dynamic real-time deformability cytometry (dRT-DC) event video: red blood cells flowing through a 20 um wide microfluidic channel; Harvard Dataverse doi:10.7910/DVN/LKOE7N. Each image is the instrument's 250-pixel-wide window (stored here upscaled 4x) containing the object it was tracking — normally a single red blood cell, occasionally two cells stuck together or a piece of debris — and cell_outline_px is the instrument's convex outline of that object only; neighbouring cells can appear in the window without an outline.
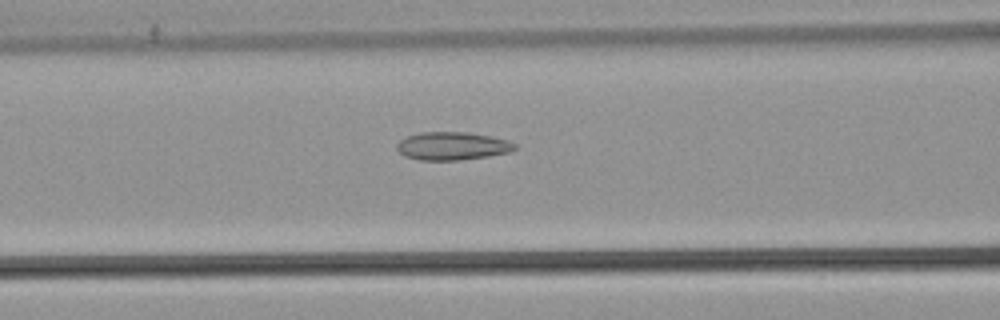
{"species": "common noctule bat (a hibernating species)", "species_latin": "Nyctalus noctula", "temperature_condition": "warm", "stored_images_in_passage": 47, "camera_frame_rate_fps": 3000, "um_per_image_px": 0.085, "animal": {"sex": "male", "body_mass_g": 21.5, "forearm_length_mm": 52.0}, "frame": {"image": 1, "passage_image": 16, "time_ms": 5.0, "image_size_px": [1000, 320], "cell_outline_px": [[516, 148], [508, 152], [488, 156], [460, 160], [420, 160], [404, 156], [396, 148], [396, 144], [400, 140], [408, 136], [420, 132], [468, 132], [492, 136], [508, 140], [516, 144]], "centroid_in_image_um": [38.44, 12.4], "position_along_channel_um": 128.2, "area_um2": 19.31}}
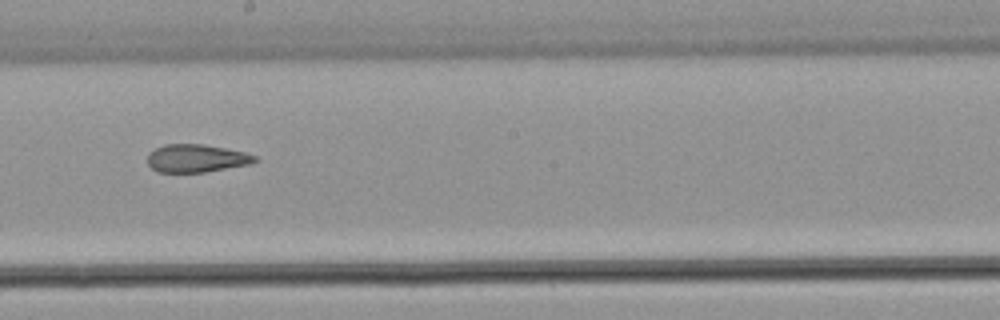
{"frame": {"image": 2, "passage_image": 24, "time_ms": 7.667, "image_size_px": [1000, 320], "cell_outline_px": [[256, 160], [248, 164], [204, 172], [156, 172], [148, 164], [148, 152], [164, 144], [204, 144], [244, 152], [256, 156]], "centroid_in_image_um": [16.63, 13.45], "position_along_channel_um": 231.6, "area_um2": 17.28}}
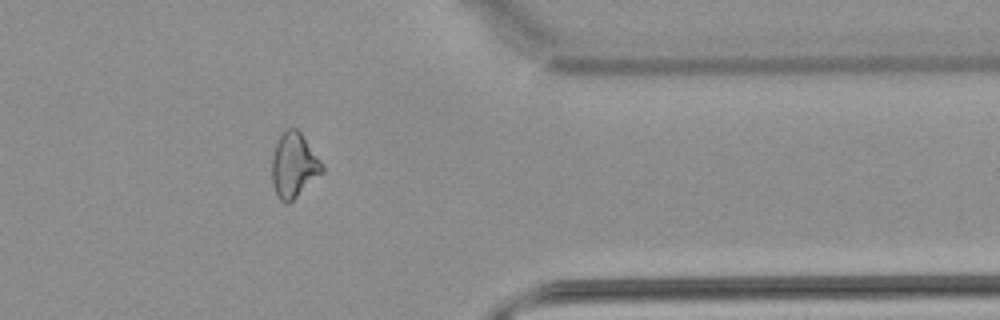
{"frame": {"image": 3, "passage_image": 37, "time_ms": 12.0, "image_size_px": [1000, 320], "cell_outline_px": [[324, 172], [288, 204], [284, 204], [276, 196], [272, 184], [272, 156], [276, 144], [284, 128], [296, 128], [300, 132], [324, 164]], "centroid_in_image_um": [24.98, 14.06], "position_along_channel_um": 386.4, "area_um2": 19.13}, "authors_computed_cell_mechanics": {"area_um2": 19.3052, "velocity_mm_per_s": 3.8919, "shape_relaxation_time_tau1_ms": null, "shape_relaxation_time_tau2_ms": 3.2297, "deformation_change_tau1": null, "deformation_change_tau2": 0.107}}